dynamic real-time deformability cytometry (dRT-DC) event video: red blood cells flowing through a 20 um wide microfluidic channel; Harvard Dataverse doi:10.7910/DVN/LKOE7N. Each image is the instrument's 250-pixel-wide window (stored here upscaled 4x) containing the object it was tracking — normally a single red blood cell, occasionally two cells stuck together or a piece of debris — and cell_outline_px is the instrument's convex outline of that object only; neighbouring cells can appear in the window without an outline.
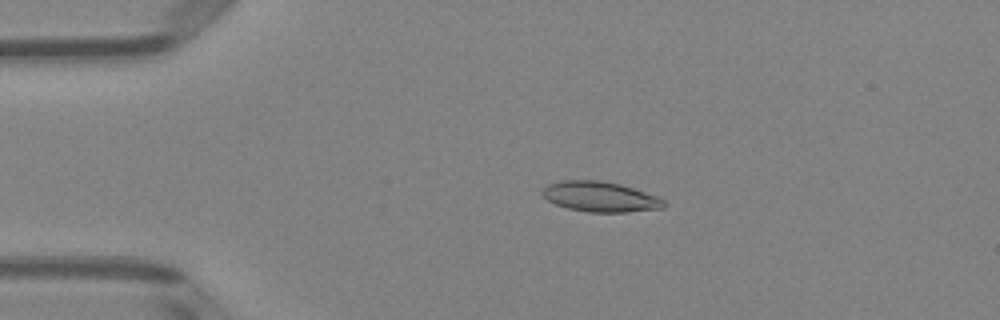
{"species": "Egyptian fruit bat (a non-hibernating species)", "species_latin": "Rousettus aegyptiacus", "temperature_condition": "room temperature", "stored_images_in_passage": 51, "camera_frame_rate_fps": 3000, "um_per_image_px": 0.085, "animal": {"sex": "female"}, "frame": {"image": 1, "passage_image": 11, "time_ms": 3.333, "image_size_px": [1000, 320], "cell_outline_px": [[664, 208], [628, 212], [588, 212], [568, 208], [556, 204], [548, 200], [540, 192], [548, 184], [560, 180], [600, 180], [620, 184], [656, 196], [664, 200]], "centroid_in_image_um": [50.99, 16.72], "position_along_channel_um": 34.0, "area_um2": 21.27}}
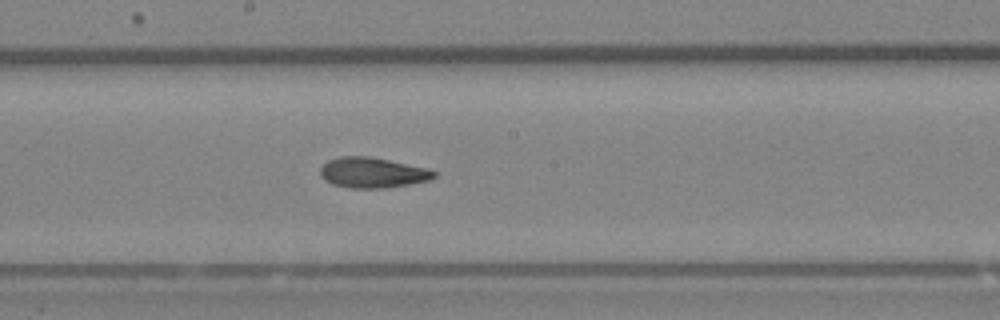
{"frame": {"image": 2, "passage_image": 28, "time_ms": 9.0, "image_size_px": [1000, 320], "cell_outline_px": [[436, 176], [428, 180], [408, 184], [384, 188], [352, 188], [332, 184], [324, 180], [320, 176], [320, 168], [328, 160], [340, 156], [368, 156], [428, 168], [436, 172]], "centroid_in_image_um": [31.63, 14.67], "position_along_channel_um": 216.6, "area_um2": 20.06}}
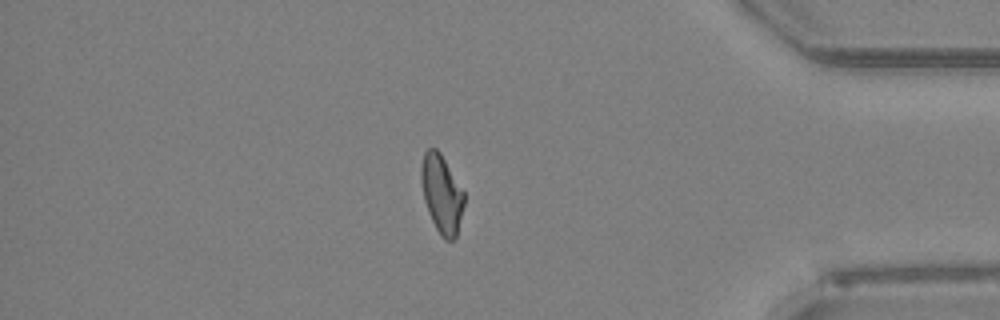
{"frame": {"image": 3, "passage_image": 44, "time_ms": 14.333, "image_size_px": [1000, 320], "cell_outline_px": [[464, 204], [456, 236], [452, 240], [444, 240], [440, 236], [428, 212], [424, 200], [420, 180], [420, 168], [424, 152], [428, 148], [436, 148], [440, 152], [464, 192]], "centroid_in_image_um": [37.52, 16.47], "position_along_channel_um": 397.7, "area_um2": 19.54}, "authors_computed_cell_mechanics": {"area_um2": 20.2878, "velocity_mm_per_s": 3.9789, "shape_relaxation_time_tau1_ms": null, "shape_relaxation_time_tau2_ms": 2.2534, "deformation_change_tau1": null, "deformation_change_tau2": 0.0926}}